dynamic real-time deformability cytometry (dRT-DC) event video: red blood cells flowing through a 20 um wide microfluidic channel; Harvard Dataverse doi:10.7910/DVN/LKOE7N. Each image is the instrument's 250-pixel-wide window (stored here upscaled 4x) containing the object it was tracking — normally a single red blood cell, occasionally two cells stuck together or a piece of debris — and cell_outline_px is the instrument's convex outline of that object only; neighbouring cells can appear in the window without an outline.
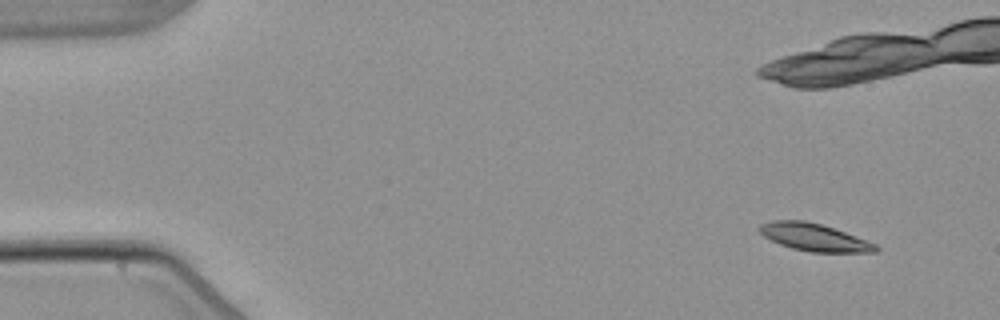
{"species": "common noctule bat (a hibernating species)", "species_latin": "Nyctalus noctula", "temperature_condition": "warm", "stored_images_in_passage": 6, "camera_frame_rate_fps": 3000, "um_per_image_px": 0.085, "animal": {"sex": "male", "body_mass_g": 21.5, "forearm_length_mm": 52.0}, "frame": {"image": 1, "passage_image": 1, "time_ms": 0.0, "image_size_px": [1000, 320], "cell_outline_px": [[880, 248], [876, 252], [808, 252], [792, 248], [780, 244], [764, 236], [756, 228], [760, 224], [772, 220], [804, 220], [820, 224], [844, 232], [876, 244]], "centroid_in_image_um": [69.17, 20.17], "position_along_channel_um": 15.8, "area_um2": 18.44}}